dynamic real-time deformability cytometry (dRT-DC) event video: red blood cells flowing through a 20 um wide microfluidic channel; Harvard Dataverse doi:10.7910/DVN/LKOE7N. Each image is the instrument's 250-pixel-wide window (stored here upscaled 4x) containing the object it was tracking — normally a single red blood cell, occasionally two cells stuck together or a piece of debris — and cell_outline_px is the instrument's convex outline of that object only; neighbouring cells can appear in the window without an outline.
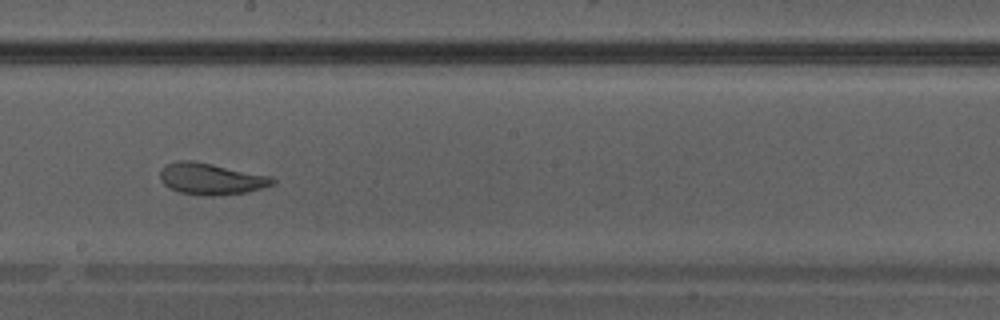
{"species": "Egyptian fruit bat (a non-hibernating species)", "species_latin": "Rousettus aegyptiacus", "temperature_condition": "warm", "stored_images_in_passage": 34, "camera_frame_rate_fps": 3000, "um_per_image_px": 0.085, "animal": {"sex": "male"}, "frame": {"image": 1, "passage_image": 20, "time_ms": 6.333, "image_size_px": [1000, 320], "cell_outline_px": [[276, 184], [244, 192], [216, 196], [204, 196], [180, 192], [164, 184], [160, 180], [160, 172], [168, 164], [180, 160], [192, 160], [272, 176], [276, 180]], "centroid_in_image_um": [17.97, 15.2], "position_along_channel_um": 230.2, "area_um2": 20.46}}